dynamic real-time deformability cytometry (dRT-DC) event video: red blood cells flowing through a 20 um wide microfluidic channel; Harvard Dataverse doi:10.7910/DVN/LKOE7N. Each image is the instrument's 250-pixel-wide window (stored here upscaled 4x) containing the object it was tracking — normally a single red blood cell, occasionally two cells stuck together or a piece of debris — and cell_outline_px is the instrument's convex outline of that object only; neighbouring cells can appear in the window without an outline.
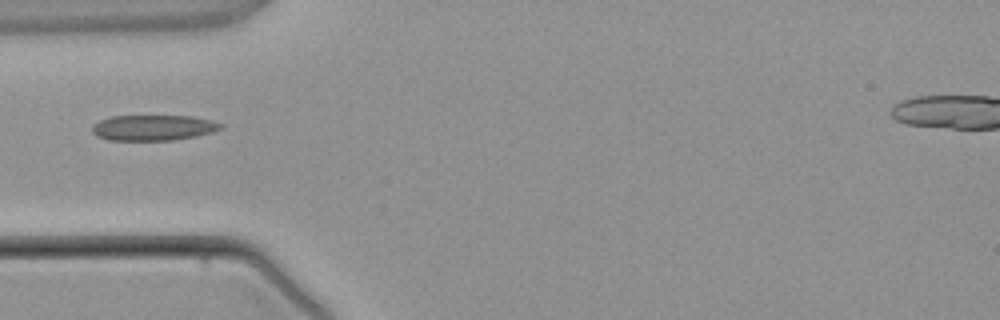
{"species": "common noctule bat (a hibernating species)", "species_latin": "Nyctalus noctula", "temperature_condition": "warm", "stored_images_in_passage": 1, "camera_frame_rate_fps": 3000, "um_per_image_px": 0.085, "animal": {"sex": "male", "body_mass_g": 21.5, "forearm_length_mm": 52.0}, "frame": {"image": 1, "passage_image": 1, "time_ms": 0.0, "image_size_px": [1000, 320], "cell_outline_px": [[224, 128], [212, 132], [196, 136], [172, 140], [108, 140], [96, 136], [92, 132], [92, 124], [100, 120], [112, 116], [192, 116], [212, 120], [224, 124]], "centroid_in_image_um": [13.04, 10.85], "position_along_channel_um": 72.0, "area_um2": 19.31}}